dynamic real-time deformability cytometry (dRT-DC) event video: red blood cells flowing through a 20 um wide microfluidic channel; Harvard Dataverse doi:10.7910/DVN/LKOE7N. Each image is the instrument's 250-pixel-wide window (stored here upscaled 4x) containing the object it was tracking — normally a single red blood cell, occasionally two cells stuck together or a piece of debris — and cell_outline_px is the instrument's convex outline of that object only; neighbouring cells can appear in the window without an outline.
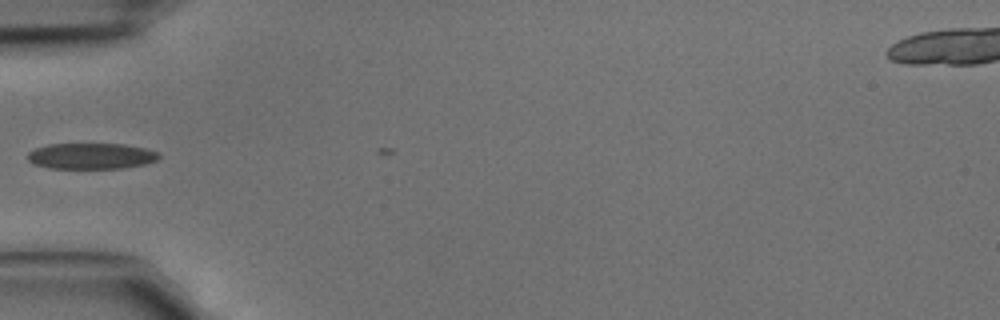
{"species": "common noctule bat (a hibernating species)", "species_latin": "Nyctalus noctula", "temperature_condition": "cold", "stored_images_in_passage": 5, "camera_frame_rate_fps": 3000, "um_per_image_px": 0.085, "animal": {"sex": "male", "body_mass_g": 15.6}, "frame": {"image": 1, "passage_image": 2, "time_ms": 0.333, "image_size_px": [1000, 320], "cell_outline_px": [[160, 156], [156, 160], [144, 164], [120, 168], [48, 168], [32, 164], [28, 160], [28, 152], [36, 148], [48, 144], [124, 144], [144, 148], [160, 152]], "centroid_in_image_um": [7.73, 13.26], "position_along_channel_um": 77.3, "area_um2": 19.83}}